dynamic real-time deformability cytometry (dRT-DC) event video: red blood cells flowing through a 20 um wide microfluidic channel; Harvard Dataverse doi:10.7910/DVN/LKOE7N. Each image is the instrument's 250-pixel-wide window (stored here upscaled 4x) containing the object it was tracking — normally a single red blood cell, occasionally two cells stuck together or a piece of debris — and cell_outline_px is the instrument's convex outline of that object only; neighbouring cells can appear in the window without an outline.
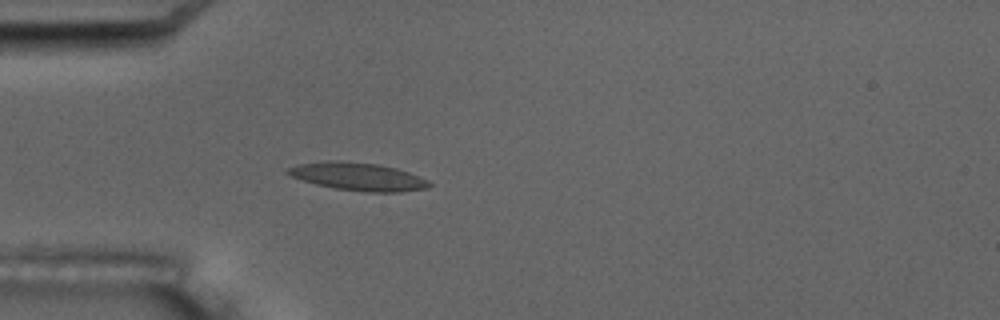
{"species": "common noctule bat (a hibernating species)", "species_latin": "Nyctalus noctula", "temperature_condition": "room temperature", "stored_images_in_passage": 4, "camera_frame_rate_fps": 3000, "um_per_image_px": 0.085, "animal": {"sex": "male", "body_mass_g": 17.5, "forearm_length_mm": 52.3}, "frame": {"image": 1, "passage_image": 4, "time_ms": 4.333, "image_size_px": [1000, 320], "cell_outline_px": [[432, 184], [428, 188], [400, 192], [368, 192], [332, 188], [316, 184], [292, 176], [284, 172], [288, 168], [296, 164], [328, 160], [340, 160], [376, 164], [396, 168], [408, 172], [428, 180]], "centroid_in_image_um": [30.42, 15.0], "position_along_channel_um": 54.6, "area_um2": 23.0}}